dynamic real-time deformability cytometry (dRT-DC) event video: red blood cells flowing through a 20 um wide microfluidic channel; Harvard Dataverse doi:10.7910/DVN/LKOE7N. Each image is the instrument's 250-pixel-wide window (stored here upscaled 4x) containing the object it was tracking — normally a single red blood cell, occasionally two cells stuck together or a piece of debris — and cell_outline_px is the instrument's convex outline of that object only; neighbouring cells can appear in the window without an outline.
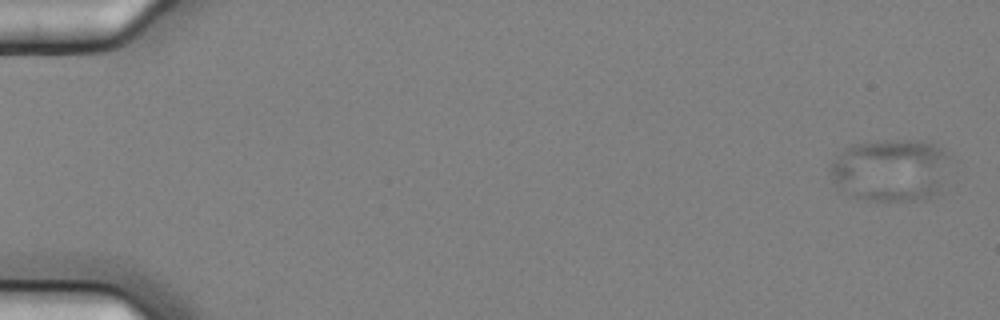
{"species": "common noctule bat (a hibernating species)", "species_latin": "Nyctalus noctula", "temperature_condition": "cold", "stored_images_in_passage": 6, "camera_frame_rate_fps": 3000, "um_per_image_px": 0.085, "animal": {"sex": "female", "body_mass_g": 25.1}, "frame": {"image": 1, "passage_image": 1, "time_ms": 0.0, "image_size_px": [1000, 320], "cell_outline_px": [[948, 156], [940, 192], [928, 200], [868, 200], [852, 196], [836, 184], [828, 172], [828, 164], [840, 152], [852, 144], [884, 140], [928, 140], [944, 148]], "centroid_in_image_um": [75.7, 14.44], "position_along_channel_um": 9.3, "area_um2": 43.99}}
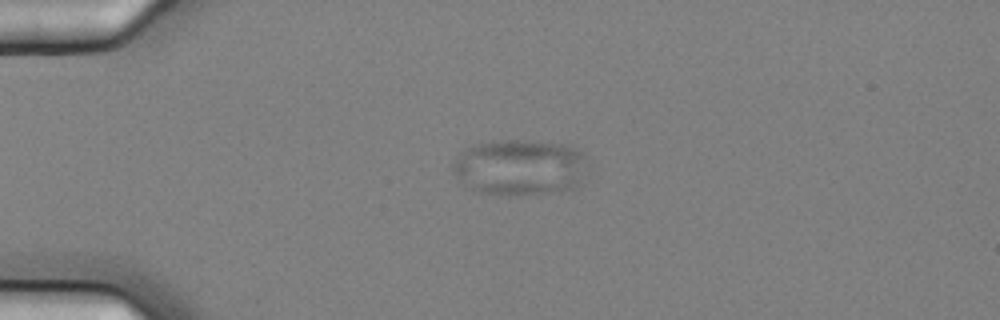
{"frame": {"image": 2, "passage_image": 5, "time_ms": 1.333, "image_size_px": [1000, 320], "cell_outline_px": [[584, 156], [576, 184], [572, 188], [544, 192], [508, 196], [476, 192], [464, 184], [452, 168], [452, 164], [456, 156], [464, 148], [472, 144], [504, 140], [524, 140], [568, 144], [576, 148]], "centroid_in_image_um": [44.05, 14.19], "position_along_channel_um": 40.9, "area_um2": 43.23}}